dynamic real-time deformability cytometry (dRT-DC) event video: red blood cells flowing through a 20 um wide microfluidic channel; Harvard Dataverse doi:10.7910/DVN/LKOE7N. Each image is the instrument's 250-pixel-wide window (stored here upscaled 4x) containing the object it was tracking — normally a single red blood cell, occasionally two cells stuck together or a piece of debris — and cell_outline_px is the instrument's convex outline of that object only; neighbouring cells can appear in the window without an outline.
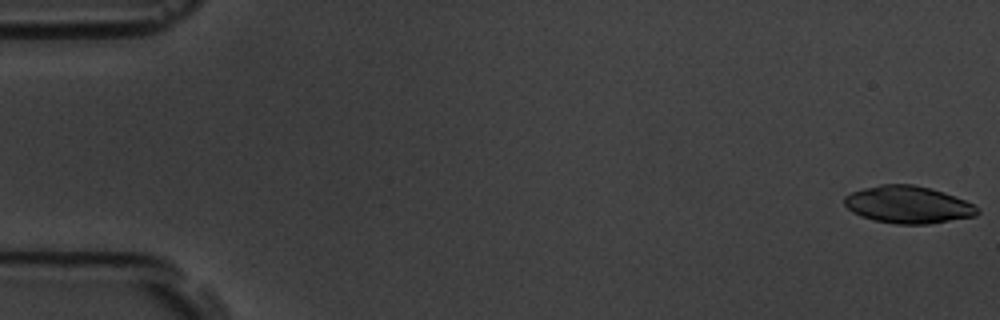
{"species": "common noctule bat (a hibernating species)", "species_latin": "Nyctalus noctula", "temperature_condition": "room temperature", "stored_images_in_passage": 6, "camera_frame_rate_fps": 3000, "um_per_image_px": 0.085, "animal": {"sex": "male", "body_mass_g": 19.5, "forearm_length_mm": 54.6}, "frame": {"image": 1, "passage_image": 1, "time_ms": 0.0, "image_size_px": [1000, 320], "cell_outline_px": [[980, 212], [976, 216], [928, 224], [896, 224], [876, 220], [860, 216], [852, 212], [844, 204], [844, 196], [852, 192], [864, 188], [880, 184], [912, 184], [944, 192], [964, 200], [980, 208]], "centroid_in_image_um": [77.19, 17.4], "position_along_channel_um": 7.8, "area_um2": 28.84}}
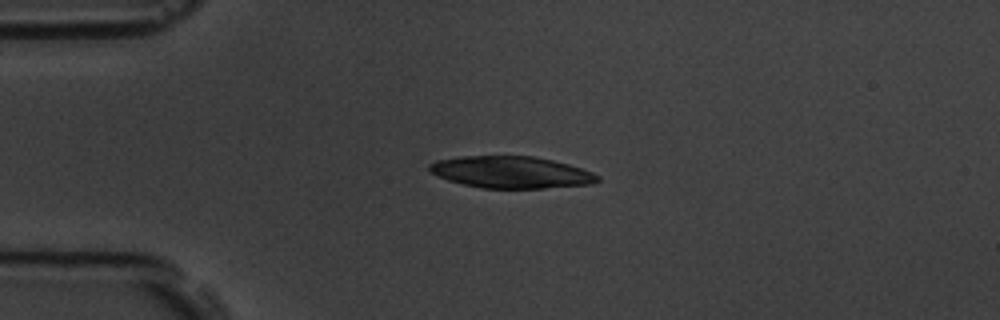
{"frame": {"image": 2, "passage_image": 4, "time_ms": 1.0, "image_size_px": [1000, 320], "cell_outline_px": [[600, 180], [592, 184], [544, 188], [480, 188], [448, 180], [432, 172], [428, 168], [428, 164], [436, 160], [460, 156], [532, 156], [552, 160], [568, 164], [592, 172], [600, 176]], "centroid_in_image_um": [43.45, 14.64], "position_along_channel_um": 41.5, "area_um2": 31.1}}